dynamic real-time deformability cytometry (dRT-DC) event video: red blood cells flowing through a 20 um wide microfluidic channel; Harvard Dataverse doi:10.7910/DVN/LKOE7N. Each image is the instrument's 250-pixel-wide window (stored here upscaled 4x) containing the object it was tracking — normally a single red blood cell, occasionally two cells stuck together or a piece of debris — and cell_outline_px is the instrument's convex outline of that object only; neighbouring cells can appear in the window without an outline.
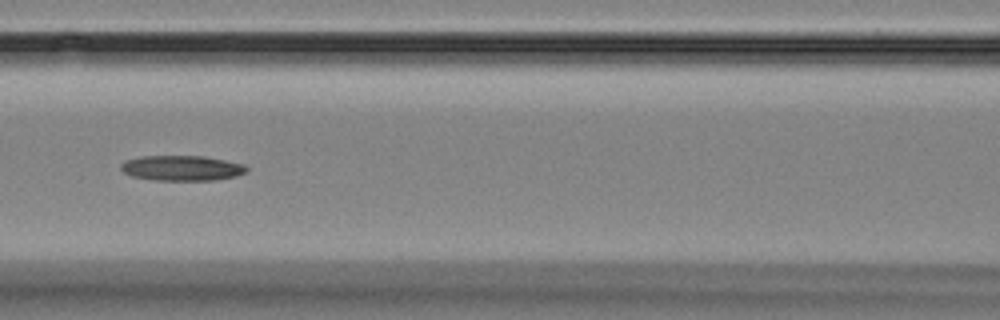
{"species": "Egyptian fruit bat (a non-hibernating species)", "species_latin": "Rousettus aegyptiacus", "temperature_condition": "room temperature", "stored_images_in_passage": 9, "camera_frame_rate_fps": 3000, "um_per_image_px": 0.085, "animal": {"sex": "female"}, "frame": {"image": 1, "passage_image": 7, "time_ms": 7.0, "image_size_px": [1000, 320], "cell_outline_px": [[248, 172], [236, 176], [216, 180], [152, 180], [132, 176], [124, 172], [120, 168], [120, 164], [124, 160], [140, 156], [204, 156], [244, 164], [248, 168]], "centroid_in_image_um": [15.45, 14.28], "position_along_channel_um": 151.1, "area_um2": 18.61}}
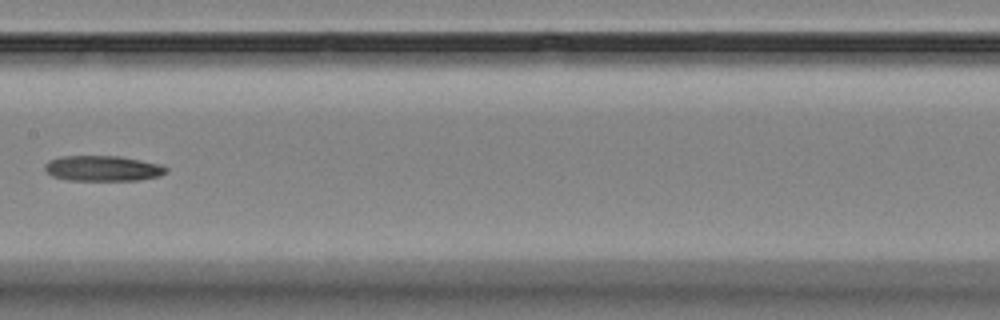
{"frame": {"image": 2, "passage_image": 8, "time_ms": 8.333, "image_size_px": [1000, 320], "cell_outline_px": [[168, 172], [160, 176], [140, 180], [68, 180], [52, 176], [44, 168], [44, 164], [48, 160], [60, 156], [120, 156], [160, 164], [168, 168]], "centroid_in_image_um": [8.74, 14.31], "position_along_channel_um": 198.7, "area_um2": 18.09}}
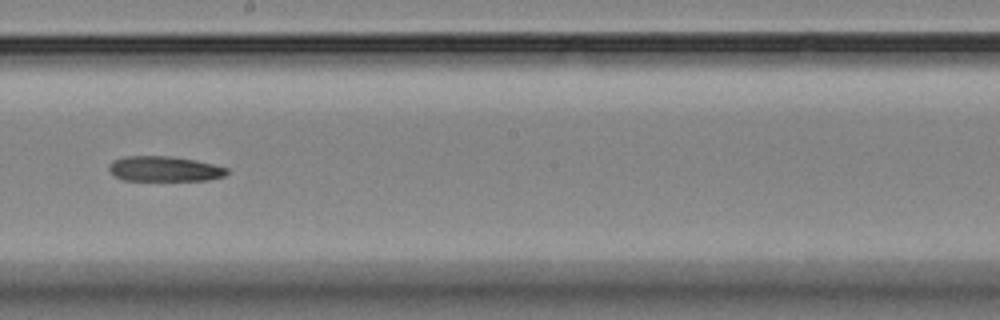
{"frame": {"image": 3, "passage_image": 9, "time_ms": 9.333, "image_size_px": [1000, 320], "cell_outline_px": [[228, 172], [224, 176], [208, 180], [124, 180], [108, 172], [108, 164], [112, 160], [124, 156], [172, 156], [196, 160], [228, 168]], "centroid_in_image_um": [13.93, 14.34], "position_along_channel_um": 234.3, "area_um2": 17.4}}